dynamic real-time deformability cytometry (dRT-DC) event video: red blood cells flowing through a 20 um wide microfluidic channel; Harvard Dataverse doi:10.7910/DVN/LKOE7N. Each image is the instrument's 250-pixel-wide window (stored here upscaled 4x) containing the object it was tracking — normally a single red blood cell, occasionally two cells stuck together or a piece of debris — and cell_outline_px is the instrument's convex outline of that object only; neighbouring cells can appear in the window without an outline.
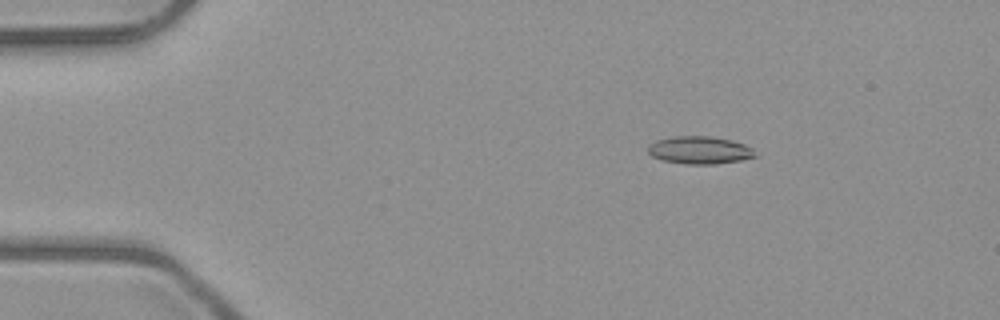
{"species": "common noctule bat (a hibernating species)", "species_latin": "Nyctalus noctula", "temperature_condition": "room temperature", "stored_images_in_passage": 4, "camera_frame_rate_fps": 3000, "um_per_image_px": 0.085, "animal": {"sex": "male", "body_mass_g": 23.1, "forearm_length_mm": 52.7}, "frame": {"image": 1, "passage_image": 2, "time_ms": 1.0, "image_size_px": [1000, 320], "cell_outline_px": [[756, 156], [740, 160], [712, 164], [688, 164], [660, 160], [652, 156], [648, 152], [648, 144], [656, 140], [676, 136], [708, 136], [732, 140], [744, 144], [752, 148]], "centroid_in_image_um": [59.43, 12.76], "position_along_channel_um": 25.6, "area_um2": 17.17}}